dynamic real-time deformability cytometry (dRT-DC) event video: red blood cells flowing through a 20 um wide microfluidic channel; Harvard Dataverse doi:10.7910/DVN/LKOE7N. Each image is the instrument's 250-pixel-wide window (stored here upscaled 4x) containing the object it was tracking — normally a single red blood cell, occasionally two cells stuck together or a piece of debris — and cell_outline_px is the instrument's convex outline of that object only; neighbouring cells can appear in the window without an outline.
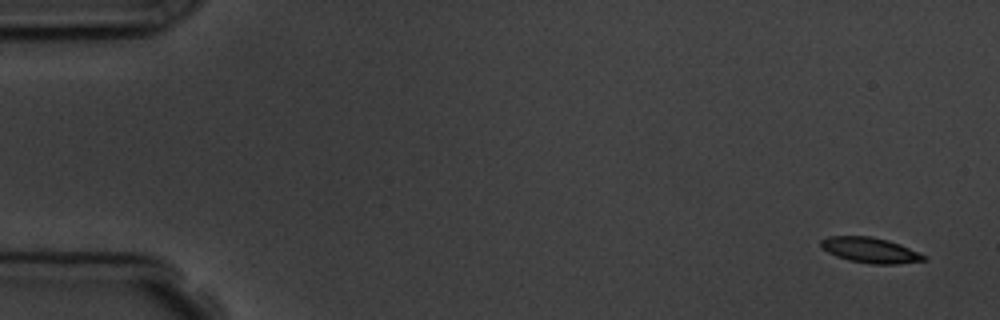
{"species": "common noctule bat (a hibernating species)", "species_latin": "Nyctalus noctula", "temperature_condition": "room temperature", "stored_images_in_passage": 5, "camera_frame_rate_fps": 3000, "um_per_image_px": 0.085, "animal": {"sex": "male", "body_mass_g": 19.5, "forearm_length_mm": 54.6}, "frame": {"image": 1, "passage_image": 1, "time_ms": 0.0, "image_size_px": [1000, 320], "cell_outline_px": [[928, 256], [924, 260], [896, 264], [872, 264], [848, 260], [836, 256], [820, 248], [820, 240], [828, 236], [872, 236], [888, 240], [900, 244]], "centroid_in_image_um": [73.94, 21.25], "position_along_channel_um": 11.1, "area_um2": 15.32}}
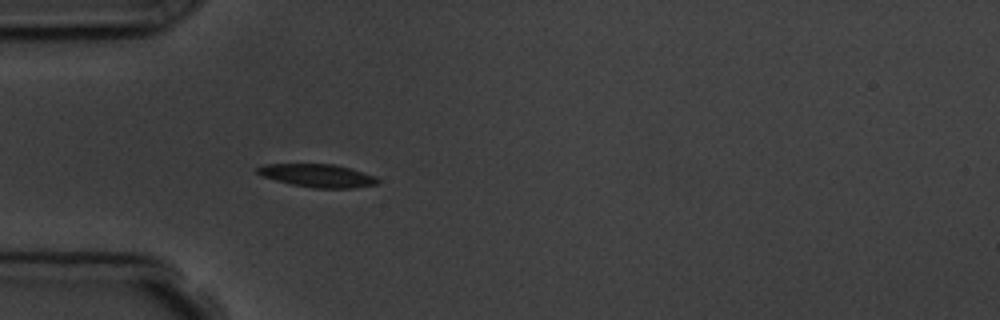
{"frame": {"image": 2, "passage_image": 5, "time_ms": 4.667, "image_size_px": [1000, 320], "cell_outline_px": [[380, 180], [376, 184], [356, 188], [312, 188], [292, 184], [276, 180], [264, 176], [256, 172], [256, 168], [264, 164], [332, 164], [348, 168], [376, 176]], "centroid_in_image_um": [27.01, 14.93], "position_along_channel_um": 58.0, "area_um2": 16.01}}